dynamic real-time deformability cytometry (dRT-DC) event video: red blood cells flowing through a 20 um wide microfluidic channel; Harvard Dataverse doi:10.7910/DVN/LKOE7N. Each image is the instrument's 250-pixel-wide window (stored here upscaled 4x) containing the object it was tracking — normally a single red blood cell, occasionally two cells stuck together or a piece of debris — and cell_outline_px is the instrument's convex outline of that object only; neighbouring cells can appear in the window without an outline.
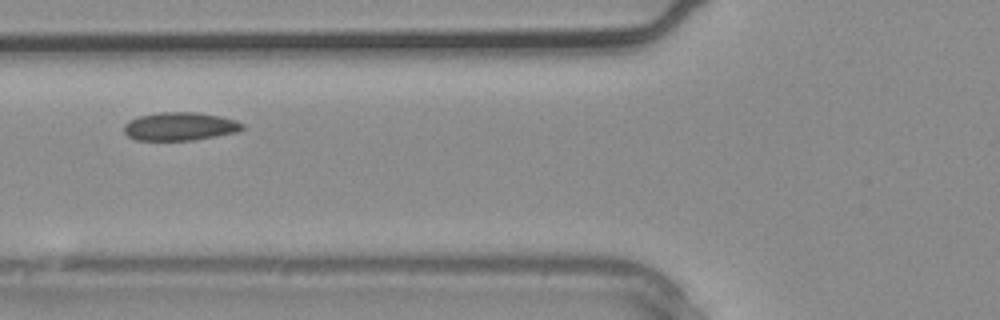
{"species": "common noctule bat (a hibernating species)", "species_latin": "Nyctalus noctula", "temperature_condition": "warm", "stored_images_in_passage": 3, "camera_frame_rate_fps": 3000, "um_per_image_px": 0.085, "animal": {"sex": "male", "body_mass_g": 20.4}, "frame": {"image": 1, "passage_image": 3, "time_ms": 0.667, "image_size_px": [1000, 320], "cell_outline_px": [[244, 128], [236, 132], [216, 136], [192, 140], [136, 140], [128, 136], [124, 132], [124, 124], [128, 120], [140, 116], [160, 112], [196, 112], [220, 116], [236, 120], [244, 124]], "centroid_in_image_um": [15.28, 10.74], "position_along_channel_um": 110.5, "area_um2": 19.48}}